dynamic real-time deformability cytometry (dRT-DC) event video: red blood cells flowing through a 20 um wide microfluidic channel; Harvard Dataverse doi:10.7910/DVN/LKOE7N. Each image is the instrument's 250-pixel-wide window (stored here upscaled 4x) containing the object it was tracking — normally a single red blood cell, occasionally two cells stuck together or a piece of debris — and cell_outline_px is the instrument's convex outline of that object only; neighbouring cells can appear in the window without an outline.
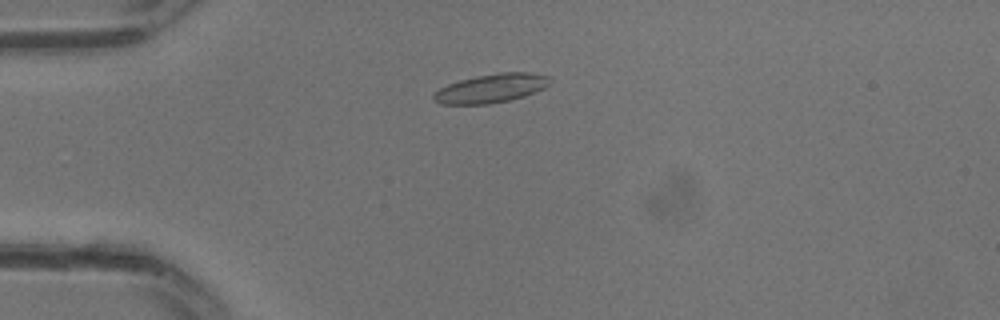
{"species": "common noctule bat (a hibernating species)", "species_latin": "Nyctalus noctula", "temperature_condition": "warm", "stored_images_in_passage": 16, "camera_frame_rate_fps": 3000, "um_per_image_px": 0.085, "animal": {"sex": "male", "body_mass_g": 13.3}, "frame": {"image": 1, "passage_image": 1, "time_ms": 0.0, "image_size_px": [1000, 320], "cell_outline_px": [[552, 80], [544, 88], [524, 96], [508, 100], [488, 104], [440, 104], [432, 96], [440, 88], [448, 84], [460, 80], [476, 76], [496, 72], [532, 72], [548, 76]], "centroid_in_image_um": [41.77, 7.49], "position_along_channel_um": 43.2, "area_um2": 19.42}}
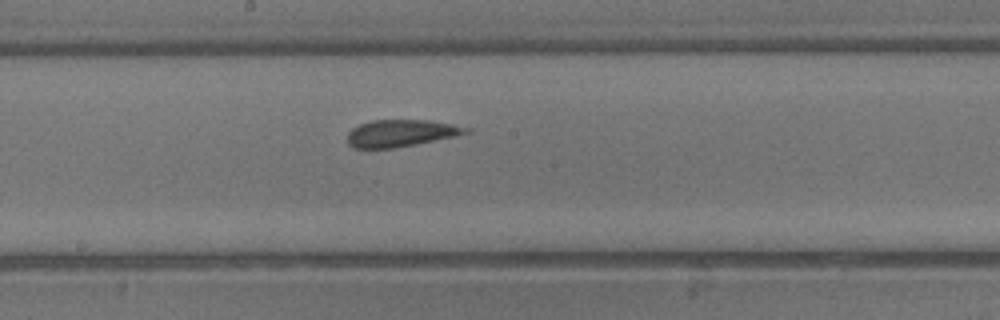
{"frame": {"image": 2, "passage_image": 10, "time_ms": 3.0, "image_size_px": [1000, 320], "cell_outline_px": [[472, 132], [456, 136], [416, 144], [392, 148], [352, 148], [348, 144], [348, 132], [352, 128], [360, 124], [372, 120], [428, 120], [452, 124], [472, 128]], "centroid_in_image_um": [34.1, 11.32], "position_along_channel_um": 214.1, "area_um2": 18.73}}
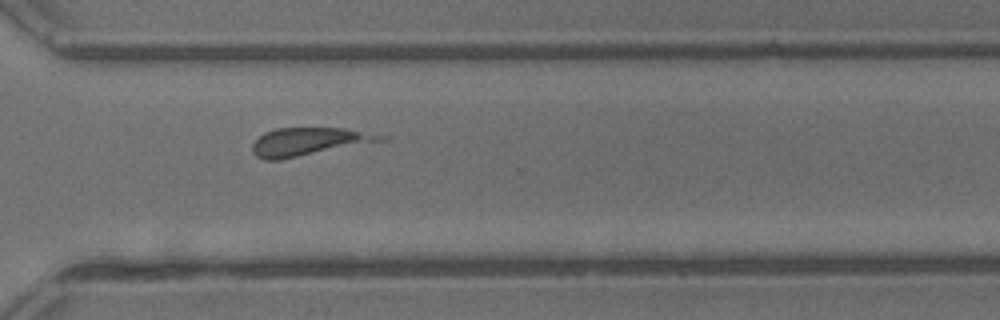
{"frame": {"image": 3, "passage_image": 16, "time_ms": 5.0, "image_size_px": [1000, 320], "cell_outline_px": [[392, 136], [388, 140], [280, 160], [264, 160], [256, 156], [252, 152], [252, 144], [264, 132], [276, 128], [344, 128]], "centroid_in_image_um": [26.3, 12.04], "position_along_channel_um": 344.3, "area_um2": 21.21}}